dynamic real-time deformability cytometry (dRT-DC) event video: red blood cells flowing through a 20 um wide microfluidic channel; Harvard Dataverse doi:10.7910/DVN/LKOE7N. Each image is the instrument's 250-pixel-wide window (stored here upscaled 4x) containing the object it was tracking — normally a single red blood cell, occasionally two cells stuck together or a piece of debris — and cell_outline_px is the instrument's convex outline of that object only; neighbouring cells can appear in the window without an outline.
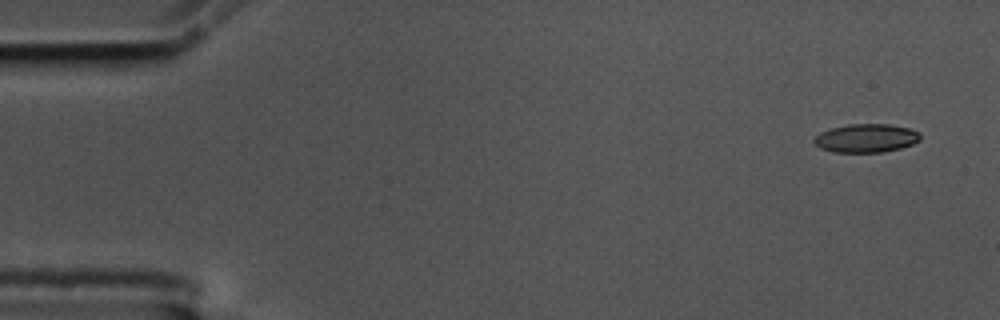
{"species": "common noctule bat (a hibernating species)", "species_latin": "Nyctalus noctula", "temperature_condition": "cold", "stored_images_in_passage": 5, "camera_frame_rate_fps": 3000, "um_per_image_px": 0.085, "animal": {"sex": "male", "body_mass_g": 17.5, "forearm_length_mm": 52.3}, "frame": {"image": 1, "passage_image": 1, "time_ms": 0.0, "image_size_px": [1000, 320], "cell_outline_px": [[920, 140], [912, 144], [900, 148], [880, 152], [832, 152], [820, 148], [812, 140], [820, 132], [832, 128], [848, 124], [888, 124], [908, 128], [920, 132]], "centroid_in_image_um": [73.61, 11.74], "position_along_channel_um": 11.4, "area_um2": 17.57}}
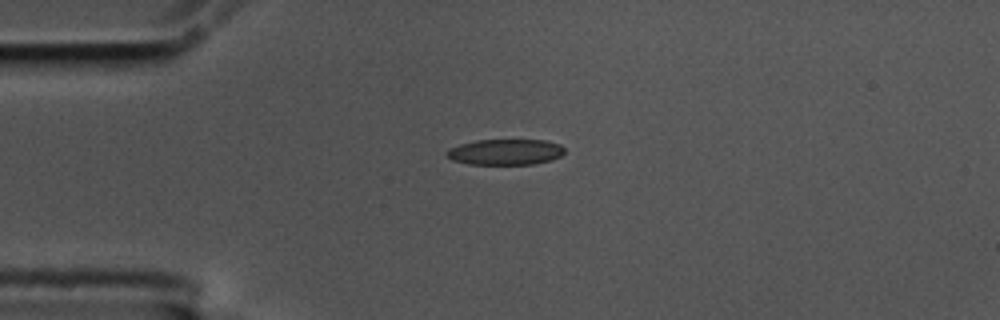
{"frame": {"image": 2, "passage_image": 4, "time_ms": 1.0, "image_size_px": [1000, 320], "cell_outline_px": [[564, 152], [560, 156], [552, 160], [532, 164], [468, 164], [452, 160], [444, 152], [448, 148], [460, 144], [476, 140], [544, 140], [560, 144], [564, 148]], "centroid_in_image_um": [42.94, 12.91], "position_along_channel_um": 42.1, "area_um2": 17.74}}